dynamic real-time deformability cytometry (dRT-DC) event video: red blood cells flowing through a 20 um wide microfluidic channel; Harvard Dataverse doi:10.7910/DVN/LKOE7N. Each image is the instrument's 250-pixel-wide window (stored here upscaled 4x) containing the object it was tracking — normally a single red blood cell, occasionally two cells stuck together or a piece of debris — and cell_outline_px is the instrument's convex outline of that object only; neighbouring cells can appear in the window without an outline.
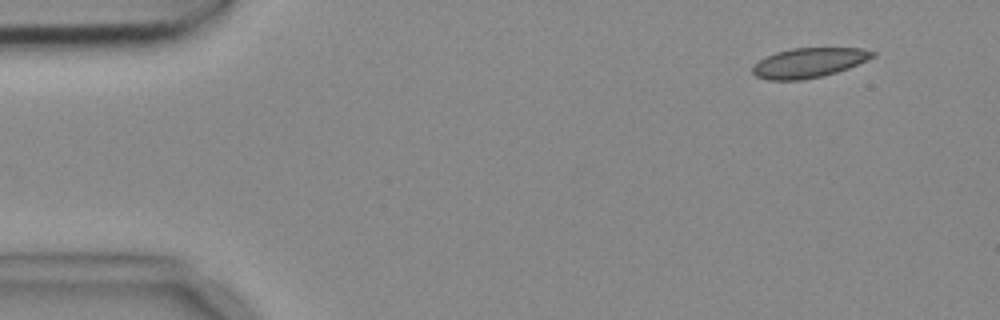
{"species": "common noctule bat (a hibernating species)", "species_latin": "Nyctalus noctula", "temperature_condition": "cold", "stored_images_in_passage": 4, "camera_frame_rate_fps": 3000, "um_per_image_px": 0.085, "animal": {"sex": "female", "body_mass_g": 18.4}, "frame": {"image": 1, "passage_image": 2, "time_ms": 0.333, "image_size_px": [1000, 320], "cell_outline_px": [[876, 56], [848, 68], [824, 76], [804, 80], [768, 80], [756, 76], [752, 72], [752, 68], [760, 60], [776, 52], [792, 48], [864, 48], [876, 52]], "centroid_in_image_um": [68.78, 5.34], "position_along_channel_um": 16.2, "area_um2": 20.75}}